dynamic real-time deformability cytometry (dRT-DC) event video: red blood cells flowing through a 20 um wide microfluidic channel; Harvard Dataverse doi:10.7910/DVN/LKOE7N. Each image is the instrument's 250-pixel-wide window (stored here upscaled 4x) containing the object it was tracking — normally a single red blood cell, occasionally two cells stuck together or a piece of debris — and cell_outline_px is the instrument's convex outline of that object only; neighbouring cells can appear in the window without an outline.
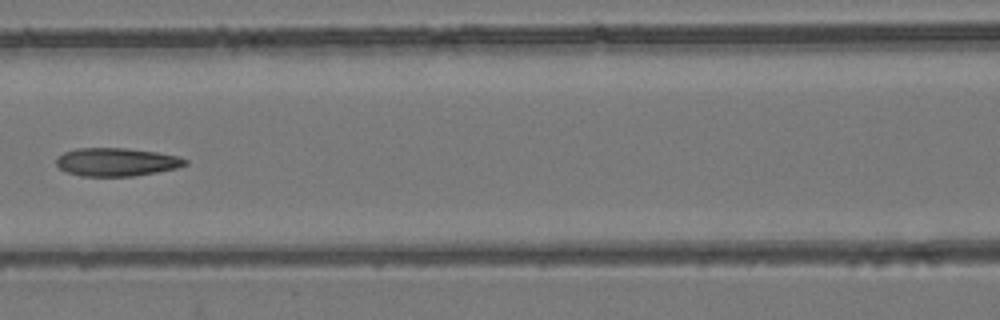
{"species": "common noctule bat (a hibernating species)", "species_latin": "Nyctalus noctula", "temperature_condition": "room temperature", "stored_images_in_passage": 6, "camera_frame_rate_fps": 3000, "um_per_image_px": 0.085, "animal": {"sex": "female", "body_mass_g": 24.6, "forearm_length_mm": 56.2}, "frame": {"image": 1, "passage_image": 6, "time_ms": 5.667, "image_size_px": [1000, 320], "cell_outline_px": [[188, 164], [176, 168], [156, 172], [132, 176], [80, 176], [68, 172], [60, 168], [56, 164], [56, 160], [64, 152], [76, 148], [128, 148], [156, 152], [180, 156], [188, 160]], "centroid_in_image_um": [9.93, 13.76], "position_along_channel_um": 156.7, "area_um2": 21.15}}